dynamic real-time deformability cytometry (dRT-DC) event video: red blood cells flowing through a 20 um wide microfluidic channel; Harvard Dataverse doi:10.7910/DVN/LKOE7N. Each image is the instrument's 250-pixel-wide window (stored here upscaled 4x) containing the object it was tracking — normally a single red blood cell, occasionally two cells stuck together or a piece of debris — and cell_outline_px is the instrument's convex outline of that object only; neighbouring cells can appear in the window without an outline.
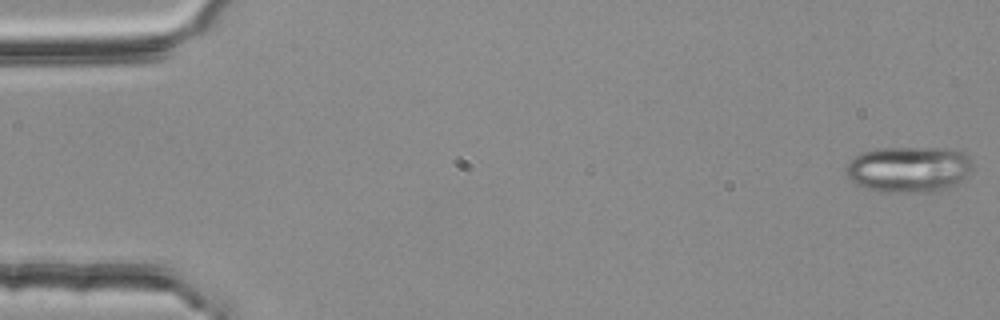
{"species": "common noctule bat (a hibernating species)", "species_latin": "Nyctalus noctula", "temperature_condition": "room temperature", "stored_images_in_passage": 54, "segment_of_instrument_passage": [1, 2], "camera_frame_rate_fps": 3000, "um_per_image_px": 0.085, "animal": {"sex": "female", "body_mass_g": 25.1}, "frame": {"image": 1, "passage_image": 1, "time_ms": 0.0, "image_size_px": [1000, 320], "cell_outline_px": [[972, 168], [964, 180], [952, 188], [936, 192], [884, 192], [864, 188], [856, 184], [848, 176], [844, 168], [848, 160], [860, 152], [876, 148], [952, 148], [968, 156], [972, 164]], "centroid_in_image_um": [77.24, 14.39], "position_along_channel_um": 7.8, "area_um2": 34.62}}